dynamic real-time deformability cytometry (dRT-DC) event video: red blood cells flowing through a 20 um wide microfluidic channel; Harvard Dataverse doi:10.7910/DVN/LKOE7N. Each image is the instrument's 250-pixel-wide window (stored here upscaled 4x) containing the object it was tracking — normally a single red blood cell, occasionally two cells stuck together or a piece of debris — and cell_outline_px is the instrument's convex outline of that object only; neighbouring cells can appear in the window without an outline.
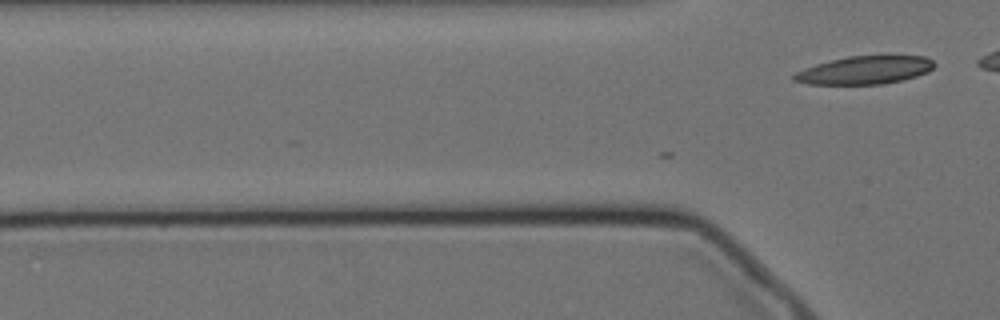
{"species": "Egyptian fruit bat (a non-hibernating species)", "species_latin": "Rousettus aegyptiacus", "temperature_condition": "cold", "stored_images_in_passage": 2, "camera_frame_rate_fps": 3000, "um_per_image_px": 0.085, "animal": {"sex": "female"}, "frame": {"image": 1, "passage_image": 2, "time_ms": 0.333, "image_size_px": [1000, 320], "cell_outline_px": [[936, 64], [928, 72], [916, 76], [900, 80], [880, 84], [808, 84], [792, 80], [792, 76], [796, 72], [804, 68], [816, 64], [848, 56], [924, 56], [932, 60]], "centroid_in_image_um": [73.49, 5.96], "position_along_channel_um": 52.3, "area_um2": 22.72}}